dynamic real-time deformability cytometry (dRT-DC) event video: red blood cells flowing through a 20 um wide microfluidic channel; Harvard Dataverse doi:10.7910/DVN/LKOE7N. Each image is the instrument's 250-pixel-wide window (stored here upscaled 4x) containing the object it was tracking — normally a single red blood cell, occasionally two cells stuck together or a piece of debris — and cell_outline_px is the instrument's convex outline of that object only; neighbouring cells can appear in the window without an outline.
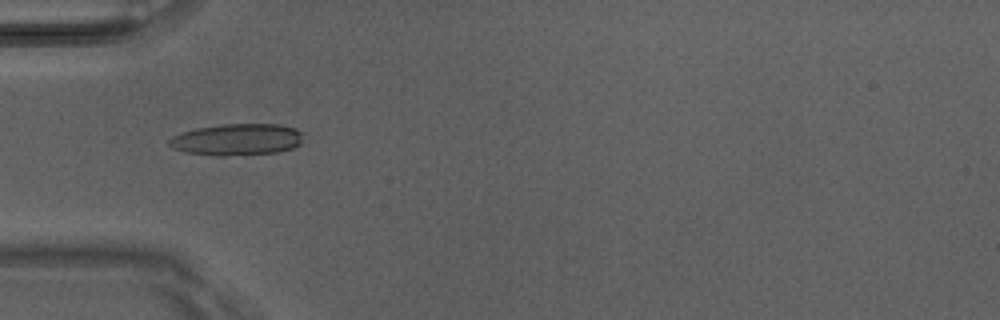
{"species": "Egyptian fruit bat (a non-hibernating species)", "species_latin": "Rousettus aegyptiacus", "temperature_condition": "room temperature", "stored_images_in_passage": 7, "camera_frame_rate_fps": 3000, "um_per_image_px": 0.085, "animal": {"sex": "male"}, "frame": {"image": 1, "passage_image": 4, "time_ms": 1.0, "image_size_px": [1000, 320], "cell_outline_px": [[304, 132], [300, 144], [292, 148], [276, 152], [224, 156], [220, 156], [184, 152], [172, 148], [168, 144], [168, 140], [172, 136], [196, 128], [224, 124], [280, 124], [296, 128]], "centroid_in_image_um": [20.16, 11.85], "position_along_channel_um": 64.8, "area_um2": 24.8}}